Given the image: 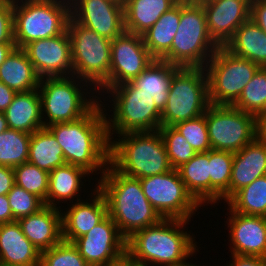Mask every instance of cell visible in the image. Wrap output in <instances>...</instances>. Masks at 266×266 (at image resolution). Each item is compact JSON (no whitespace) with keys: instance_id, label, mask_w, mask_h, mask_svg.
I'll list each match as a JSON object with an SVG mask.
<instances>
[{"instance_id":"obj_1","label":"cell","mask_w":266,"mask_h":266,"mask_svg":"<svg viewBox=\"0 0 266 266\" xmlns=\"http://www.w3.org/2000/svg\"><path fill=\"white\" fill-rule=\"evenodd\" d=\"M104 107L98 102L76 121L46 127L61 146L66 164L80 166L91 174L101 169V175L104 174L110 151Z\"/></svg>"},{"instance_id":"obj_2","label":"cell","mask_w":266,"mask_h":266,"mask_svg":"<svg viewBox=\"0 0 266 266\" xmlns=\"http://www.w3.org/2000/svg\"><path fill=\"white\" fill-rule=\"evenodd\" d=\"M100 178L96 185L105 197L108 216L126 240L163 219L144 195L139 178L118 172L110 163Z\"/></svg>"},{"instance_id":"obj_3","label":"cell","mask_w":266,"mask_h":266,"mask_svg":"<svg viewBox=\"0 0 266 266\" xmlns=\"http://www.w3.org/2000/svg\"><path fill=\"white\" fill-rule=\"evenodd\" d=\"M188 222L162 219L155 225L135 232L126 241V255L136 262L150 266L185 264L188 257L198 251L193 236L183 231Z\"/></svg>"},{"instance_id":"obj_4","label":"cell","mask_w":266,"mask_h":266,"mask_svg":"<svg viewBox=\"0 0 266 266\" xmlns=\"http://www.w3.org/2000/svg\"><path fill=\"white\" fill-rule=\"evenodd\" d=\"M110 141L109 163L133 178L159 175L172 170L159 130L131 132Z\"/></svg>"},{"instance_id":"obj_5","label":"cell","mask_w":266,"mask_h":266,"mask_svg":"<svg viewBox=\"0 0 266 266\" xmlns=\"http://www.w3.org/2000/svg\"><path fill=\"white\" fill-rule=\"evenodd\" d=\"M219 47L209 34L203 6L181 5L180 24L163 60L178 67L205 68Z\"/></svg>"},{"instance_id":"obj_6","label":"cell","mask_w":266,"mask_h":266,"mask_svg":"<svg viewBox=\"0 0 266 266\" xmlns=\"http://www.w3.org/2000/svg\"><path fill=\"white\" fill-rule=\"evenodd\" d=\"M67 32L71 40L73 76L87 81L90 87L94 85L93 91L103 90L104 93L109 89L112 40L80 25L71 17Z\"/></svg>"},{"instance_id":"obj_7","label":"cell","mask_w":266,"mask_h":266,"mask_svg":"<svg viewBox=\"0 0 266 266\" xmlns=\"http://www.w3.org/2000/svg\"><path fill=\"white\" fill-rule=\"evenodd\" d=\"M105 93L112 94L114 98L112 119L110 116L106 117L109 140H112L114 133L119 136L131 132L156 131L161 127V112L157 109L154 98L138 89L131 81L111 87Z\"/></svg>"},{"instance_id":"obj_8","label":"cell","mask_w":266,"mask_h":266,"mask_svg":"<svg viewBox=\"0 0 266 266\" xmlns=\"http://www.w3.org/2000/svg\"><path fill=\"white\" fill-rule=\"evenodd\" d=\"M70 8L69 0H21L14 3L16 48L63 34L67 30Z\"/></svg>"},{"instance_id":"obj_9","label":"cell","mask_w":266,"mask_h":266,"mask_svg":"<svg viewBox=\"0 0 266 266\" xmlns=\"http://www.w3.org/2000/svg\"><path fill=\"white\" fill-rule=\"evenodd\" d=\"M76 79L79 80L78 77L69 76L42 78L40 80L38 91L41 100L42 119H44V114L47 115L43 120L44 127L56 123L76 121L85 116L99 102L96 95L95 100L93 98L87 99L84 94L87 95L88 92L81 89L83 86L88 88V82L82 79L79 82Z\"/></svg>"},{"instance_id":"obj_10","label":"cell","mask_w":266,"mask_h":266,"mask_svg":"<svg viewBox=\"0 0 266 266\" xmlns=\"http://www.w3.org/2000/svg\"><path fill=\"white\" fill-rule=\"evenodd\" d=\"M208 79L205 68L180 67L170 83L161 126H174L181 121L205 114L210 106Z\"/></svg>"},{"instance_id":"obj_11","label":"cell","mask_w":266,"mask_h":266,"mask_svg":"<svg viewBox=\"0 0 266 266\" xmlns=\"http://www.w3.org/2000/svg\"><path fill=\"white\" fill-rule=\"evenodd\" d=\"M260 67L221 46L205 66L211 105H233Z\"/></svg>"},{"instance_id":"obj_12","label":"cell","mask_w":266,"mask_h":266,"mask_svg":"<svg viewBox=\"0 0 266 266\" xmlns=\"http://www.w3.org/2000/svg\"><path fill=\"white\" fill-rule=\"evenodd\" d=\"M205 121L211 149L238 152L256 137L255 116L232 105H210Z\"/></svg>"},{"instance_id":"obj_13","label":"cell","mask_w":266,"mask_h":266,"mask_svg":"<svg viewBox=\"0 0 266 266\" xmlns=\"http://www.w3.org/2000/svg\"><path fill=\"white\" fill-rule=\"evenodd\" d=\"M143 193L163 219L188 220L201 205L181 180L178 170L140 179Z\"/></svg>"},{"instance_id":"obj_14","label":"cell","mask_w":266,"mask_h":266,"mask_svg":"<svg viewBox=\"0 0 266 266\" xmlns=\"http://www.w3.org/2000/svg\"><path fill=\"white\" fill-rule=\"evenodd\" d=\"M126 241L107 216L73 244L90 266H114L126 255Z\"/></svg>"},{"instance_id":"obj_15","label":"cell","mask_w":266,"mask_h":266,"mask_svg":"<svg viewBox=\"0 0 266 266\" xmlns=\"http://www.w3.org/2000/svg\"><path fill=\"white\" fill-rule=\"evenodd\" d=\"M154 60L141 35L124 31L111 42L109 88L132 81Z\"/></svg>"},{"instance_id":"obj_16","label":"cell","mask_w":266,"mask_h":266,"mask_svg":"<svg viewBox=\"0 0 266 266\" xmlns=\"http://www.w3.org/2000/svg\"><path fill=\"white\" fill-rule=\"evenodd\" d=\"M22 49L41 79L73 76L71 40L67 30L51 38L32 41Z\"/></svg>"},{"instance_id":"obj_17","label":"cell","mask_w":266,"mask_h":266,"mask_svg":"<svg viewBox=\"0 0 266 266\" xmlns=\"http://www.w3.org/2000/svg\"><path fill=\"white\" fill-rule=\"evenodd\" d=\"M70 17L110 40L125 31L123 3L115 0H69Z\"/></svg>"},{"instance_id":"obj_18","label":"cell","mask_w":266,"mask_h":266,"mask_svg":"<svg viewBox=\"0 0 266 266\" xmlns=\"http://www.w3.org/2000/svg\"><path fill=\"white\" fill-rule=\"evenodd\" d=\"M203 8L209 34L220 47L250 18V0H209Z\"/></svg>"},{"instance_id":"obj_19","label":"cell","mask_w":266,"mask_h":266,"mask_svg":"<svg viewBox=\"0 0 266 266\" xmlns=\"http://www.w3.org/2000/svg\"><path fill=\"white\" fill-rule=\"evenodd\" d=\"M228 216L231 254L266 258V217L233 212Z\"/></svg>"},{"instance_id":"obj_20","label":"cell","mask_w":266,"mask_h":266,"mask_svg":"<svg viewBox=\"0 0 266 266\" xmlns=\"http://www.w3.org/2000/svg\"><path fill=\"white\" fill-rule=\"evenodd\" d=\"M90 203L77 201L68 211L62 213V239L73 243L87 234L108 216V207L104 195L96 189Z\"/></svg>"},{"instance_id":"obj_21","label":"cell","mask_w":266,"mask_h":266,"mask_svg":"<svg viewBox=\"0 0 266 266\" xmlns=\"http://www.w3.org/2000/svg\"><path fill=\"white\" fill-rule=\"evenodd\" d=\"M45 205L38 212L18 220L23 234L41 253L62 239V210Z\"/></svg>"},{"instance_id":"obj_22","label":"cell","mask_w":266,"mask_h":266,"mask_svg":"<svg viewBox=\"0 0 266 266\" xmlns=\"http://www.w3.org/2000/svg\"><path fill=\"white\" fill-rule=\"evenodd\" d=\"M40 258L18 221L0 224V266H40Z\"/></svg>"},{"instance_id":"obj_23","label":"cell","mask_w":266,"mask_h":266,"mask_svg":"<svg viewBox=\"0 0 266 266\" xmlns=\"http://www.w3.org/2000/svg\"><path fill=\"white\" fill-rule=\"evenodd\" d=\"M264 175H266V145L255 137L249 144L234 153L230 198Z\"/></svg>"},{"instance_id":"obj_24","label":"cell","mask_w":266,"mask_h":266,"mask_svg":"<svg viewBox=\"0 0 266 266\" xmlns=\"http://www.w3.org/2000/svg\"><path fill=\"white\" fill-rule=\"evenodd\" d=\"M4 114L9 129L32 134L44 128L38 89L16 93Z\"/></svg>"},{"instance_id":"obj_25","label":"cell","mask_w":266,"mask_h":266,"mask_svg":"<svg viewBox=\"0 0 266 266\" xmlns=\"http://www.w3.org/2000/svg\"><path fill=\"white\" fill-rule=\"evenodd\" d=\"M230 53L266 67V33L250 18L224 46Z\"/></svg>"},{"instance_id":"obj_26","label":"cell","mask_w":266,"mask_h":266,"mask_svg":"<svg viewBox=\"0 0 266 266\" xmlns=\"http://www.w3.org/2000/svg\"><path fill=\"white\" fill-rule=\"evenodd\" d=\"M176 4V0H124L125 31L143 35Z\"/></svg>"},{"instance_id":"obj_27","label":"cell","mask_w":266,"mask_h":266,"mask_svg":"<svg viewBox=\"0 0 266 266\" xmlns=\"http://www.w3.org/2000/svg\"><path fill=\"white\" fill-rule=\"evenodd\" d=\"M40 80L22 48H15L0 65V81L16 93L38 89Z\"/></svg>"},{"instance_id":"obj_28","label":"cell","mask_w":266,"mask_h":266,"mask_svg":"<svg viewBox=\"0 0 266 266\" xmlns=\"http://www.w3.org/2000/svg\"><path fill=\"white\" fill-rule=\"evenodd\" d=\"M179 68L180 67L172 65L164 60L155 59L131 82L138 89L152 96L157 109L162 113L167 103L173 74Z\"/></svg>"},{"instance_id":"obj_29","label":"cell","mask_w":266,"mask_h":266,"mask_svg":"<svg viewBox=\"0 0 266 266\" xmlns=\"http://www.w3.org/2000/svg\"><path fill=\"white\" fill-rule=\"evenodd\" d=\"M90 175L86 169L71 164H65L53 169L49 173V185L47 198L45 200V205L57 208V203L61 201H66L76 197L77 201H80L78 197L79 190L82 188V177ZM81 185V186H80ZM75 196V197H74ZM56 201V202H55ZM58 201V202H57ZM55 202V203H54Z\"/></svg>"},{"instance_id":"obj_30","label":"cell","mask_w":266,"mask_h":266,"mask_svg":"<svg viewBox=\"0 0 266 266\" xmlns=\"http://www.w3.org/2000/svg\"><path fill=\"white\" fill-rule=\"evenodd\" d=\"M181 4L176 3L142 35L144 44L154 59L163 60L169 53L180 24Z\"/></svg>"},{"instance_id":"obj_31","label":"cell","mask_w":266,"mask_h":266,"mask_svg":"<svg viewBox=\"0 0 266 266\" xmlns=\"http://www.w3.org/2000/svg\"><path fill=\"white\" fill-rule=\"evenodd\" d=\"M177 170L193 198L200 205L206 202L210 204L209 151L196 153Z\"/></svg>"},{"instance_id":"obj_32","label":"cell","mask_w":266,"mask_h":266,"mask_svg":"<svg viewBox=\"0 0 266 266\" xmlns=\"http://www.w3.org/2000/svg\"><path fill=\"white\" fill-rule=\"evenodd\" d=\"M27 162L48 173L66 164L61 146L46 127L31 134Z\"/></svg>"},{"instance_id":"obj_33","label":"cell","mask_w":266,"mask_h":266,"mask_svg":"<svg viewBox=\"0 0 266 266\" xmlns=\"http://www.w3.org/2000/svg\"><path fill=\"white\" fill-rule=\"evenodd\" d=\"M234 153L222 150H209L210 203L215 206L220 199H230V180Z\"/></svg>"},{"instance_id":"obj_34","label":"cell","mask_w":266,"mask_h":266,"mask_svg":"<svg viewBox=\"0 0 266 266\" xmlns=\"http://www.w3.org/2000/svg\"><path fill=\"white\" fill-rule=\"evenodd\" d=\"M227 204L233 212L266 217V175L237 191Z\"/></svg>"},{"instance_id":"obj_35","label":"cell","mask_w":266,"mask_h":266,"mask_svg":"<svg viewBox=\"0 0 266 266\" xmlns=\"http://www.w3.org/2000/svg\"><path fill=\"white\" fill-rule=\"evenodd\" d=\"M31 134L7 129L0 133V165L17 167L28 161Z\"/></svg>"},{"instance_id":"obj_36","label":"cell","mask_w":266,"mask_h":266,"mask_svg":"<svg viewBox=\"0 0 266 266\" xmlns=\"http://www.w3.org/2000/svg\"><path fill=\"white\" fill-rule=\"evenodd\" d=\"M264 103H266V67H260L232 106L255 116Z\"/></svg>"},{"instance_id":"obj_37","label":"cell","mask_w":266,"mask_h":266,"mask_svg":"<svg viewBox=\"0 0 266 266\" xmlns=\"http://www.w3.org/2000/svg\"><path fill=\"white\" fill-rule=\"evenodd\" d=\"M15 184L39 197L45 204L48 193L49 173L29 162L13 168Z\"/></svg>"},{"instance_id":"obj_38","label":"cell","mask_w":266,"mask_h":266,"mask_svg":"<svg viewBox=\"0 0 266 266\" xmlns=\"http://www.w3.org/2000/svg\"><path fill=\"white\" fill-rule=\"evenodd\" d=\"M158 130L173 169L177 170L196 154L192 146L173 126H161Z\"/></svg>"},{"instance_id":"obj_39","label":"cell","mask_w":266,"mask_h":266,"mask_svg":"<svg viewBox=\"0 0 266 266\" xmlns=\"http://www.w3.org/2000/svg\"><path fill=\"white\" fill-rule=\"evenodd\" d=\"M40 266H90L80 255L78 248L70 242L61 241L41 252Z\"/></svg>"},{"instance_id":"obj_40","label":"cell","mask_w":266,"mask_h":266,"mask_svg":"<svg viewBox=\"0 0 266 266\" xmlns=\"http://www.w3.org/2000/svg\"><path fill=\"white\" fill-rule=\"evenodd\" d=\"M192 146L196 153L211 149L205 114L187 121H181L173 126Z\"/></svg>"},{"instance_id":"obj_41","label":"cell","mask_w":266,"mask_h":266,"mask_svg":"<svg viewBox=\"0 0 266 266\" xmlns=\"http://www.w3.org/2000/svg\"><path fill=\"white\" fill-rule=\"evenodd\" d=\"M7 198L15 221L34 214L45 206L39 197L16 184L7 194Z\"/></svg>"},{"instance_id":"obj_42","label":"cell","mask_w":266,"mask_h":266,"mask_svg":"<svg viewBox=\"0 0 266 266\" xmlns=\"http://www.w3.org/2000/svg\"><path fill=\"white\" fill-rule=\"evenodd\" d=\"M13 9V3L0 5V43H15Z\"/></svg>"},{"instance_id":"obj_43","label":"cell","mask_w":266,"mask_h":266,"mask_svg":"<svg viewBox=\"0 0 266 266\" xmlns=\"http://www.w3.org/2000/svg\"><path fill=\"white\" fill-rule=\"evenodd\" d=\"M250 19L266 33V0H250Z\"/></svg>"},{"instance_id":"obj_44","label":"cell","mask_w":266,"mask_h":266,"mask_svg":"<svg viewBox=\"0 0 266 266\" xmlns=\"http://www.w3.org/2000/svg\"><path fill=\"white\" fill-rule=\"evenodd\" d=\"M231 255L233 261L226 266H266V258L241 254Z\"/></svg>"},{"instance_id":"obj_45","label":"cell","mask_w":266,"mask_h":266,"mask_svg":"<svg viewBox=\"0 0 266 266\" xmlns=\"http://www.w3.org/2000/svg\"><path fill=\"white\" fill-rule=\"evenodd\" d=\"M14 184L13 168L0 165V195H7Z\"/></svg>"},{"instance_id":"obj_46","label":"cell","mask_w":266,"mask_h":266,"mask_svg":"<svg viewBox=\"0 0 266 266\" xmlns=\"http://www.w3.org/2000/svg\"><path fill=\"white\" fill-rule=\"evenodd\" d=\"M14 221L7 195H0V224Z\"/></svg>"},{"instance_id":"obj_47","label":"cell","mask_w":266,"mask_h":266,"mask_svg":"<svg viewBox=\"0 0 266 266\" xmlns=\"http://www.w3.org/2000/svg\"><path fill=\"white\" fill-rule=\"evenodd\" d=\"M16 92L0 81V111L4 112L11 104Z\"/></svg>"},{"instance_id":"obj_48","label":"cell","mask_w":266,"mask_h":266,"mask_svg":"<svg viewBox=\"0 0 266 266\" xmlns=\"http://www.w3.org/2000/svg\"><path fill=\"white\" fill-rule=\"evenodd\" d=\"M256 137L266 145V117L255 118Z\"/></svg>"},{"instance_id":"obj_49","label":"cell","mask_w":266,"mask_h":266,"mask_svg":"<svg viewBox=\"0 0 266 266\" xmlns=\"http://www.w3.org/2000/svg\"><path fill=\"white\" fill-rule=\"evenodd\" d=\"M15 48V43H0V65L5 61V59Z\"/></svg>"},{"instance_id":"obj_50","label":"cell","mask_w":266,"mask_h":266,"mask_svg":"<svg viewBox=\"0 0 266 266\" xmlns=\"http://www.w3.org/2000/svg\"><path fill=\"white\" fill-rule=\"evenodd\" d=\"M209 0H176V3H179L181 5H194V6H203L205 5Z\"/></svg>"},{"instance_id":"obj_51","label":"cell","mask_w":266,"mask_h":266,"mask_svg":"<svg viewBox=\"0 0 266 266\" xmlns=\"http://www.w3.org/2000/svg\"><path fill=\"white\" fill-rule=\"evenodd\" d=\"M122 266H148V264L136 262L132 260L128 255H125L124 257H122Z\"/></svg>"},{"instance_id":"obj_52","label":"cell","mask_w":266,"mask_h":266,"mask_svg":"<svg viewBox=\"0 0 266 266\" xmlns=\"http://www.w3.org/2000/svg\"><path fill=\"white\" fill-rule=\"evenodd\" d=\"M8 129L7 121L4 112L0 111V133Z\"/></svg>"},{"instance_id":"obj_53","label":"cell","mask_w":266,"mask_h":266,"mask_svg":"<svg viewBox=\"0 0 266 266\" xmlns=\"http://www.w3.org/2000/svg\"><path fill=\"white\" fill-rule=\"evenodd\" d=\"M266 117V103L263 104L261 110L255 115V118Z\"/></svg>"},{"instance_id":"obj_54","label":"cell","mask_w":266,"mask_h":266,"mask_svg":"<svg viewBox=\"0 0 266 266\" xmlns=\"http://www.w3.org/2000/svg\"><path fill=\"white\" fill-rule=\"evenodd\" d=\"M181 266H200V265H194V264H192V263H189V262L187 263V262H186L185 264H183V265H181Z\"/></svg>"},{"instance_id":"obj_55","label":"cell","mask_w":266,"mask_h":266,"mask_svg":"<svg viewBox=\"0 0 266 266\" xmlns=\"http://www.w3.org/2000/svg\"><path fill=\"white\" fill-rule=\"evenodd\" d=\"M9 3H18L20 0H7Z\"/></svg>"},{"instance_id":"obj_56","label":"cell","mask_w":266,"mask_h":266,"mask_svg":"<svg viewBox=\"0 0 266 266\" xmlns=\"http://www.w3.org/2000/svg\"><path fill=\"white\" fill-rule=\"evenodd\" d=\"M5 3H9L7 0H0V5L5 4Z\"/></svg>"},{"instance_id":"obj_57","label":"cell","mask_w":266,"mask_h":266,"mask_svg":"<svg viewBox=\"0 0 266 266\" xmlns=\"http://www.w3.org/2000/svg\"><path fill=\"white\" fill-rule=\"evenodd\" d=\"M114 266H122V258H121L120 261H119L116 265H114Z\"/></svg>"},{"instance_id":"obj_58","label":"cell","mask_w":266,"mask_h":266,"mask_svg":"<svg viewBox=\"0 0 266 266\" xmlns=\"http://www.w3.org/2000/svg\"><path fill=\"white\" fill-rule=\"evenodd\" d=\"M117 2H120V3H124V0H115Z\"/></svg>"}]
</instances>
